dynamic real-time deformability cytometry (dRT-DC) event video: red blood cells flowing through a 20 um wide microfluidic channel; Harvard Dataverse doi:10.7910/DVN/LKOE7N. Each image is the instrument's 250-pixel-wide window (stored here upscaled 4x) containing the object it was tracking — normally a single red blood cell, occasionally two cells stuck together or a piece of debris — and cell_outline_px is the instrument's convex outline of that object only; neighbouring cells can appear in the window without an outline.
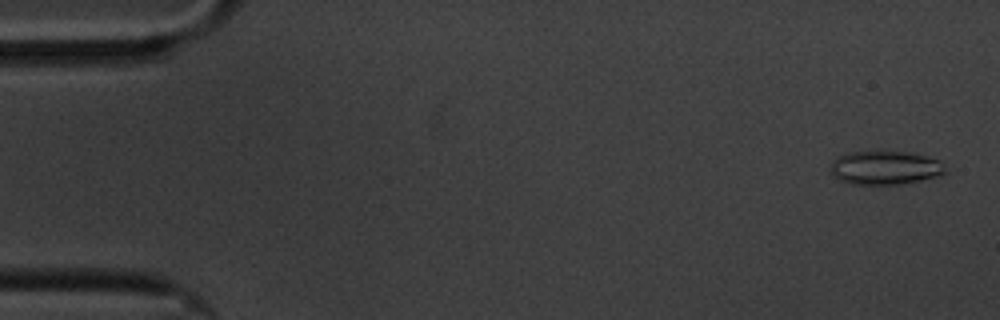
{"species": "common noctule bat (a hibernating species)", "species_latin": "Nyctalus noctula", "temperature_condition": "cold", "stored_images_in_passage": 8, "camera_frame_rate_fps": 3000, "um_per_image_px": 0.085, "animal": {"sex": "male", "body_mass_g": 20.1, "forearm_length_mm": 53.5}, "frame": {"image": 1, "passage_image": 1, "time_ms": 0.0, "image_size_px": [1000, 320], "cell_outline_px": [[948, 172], [940, 176], [904, 184], [852, 184], [840, 180], [832, 176], [832, 160], [848, 152], [880, 148], [912, 152], [940, 160]], "centroid_in_image_um": [75.27, 14.21], "position_along_channel_um": 9.7, "area_um2": 23.52}}